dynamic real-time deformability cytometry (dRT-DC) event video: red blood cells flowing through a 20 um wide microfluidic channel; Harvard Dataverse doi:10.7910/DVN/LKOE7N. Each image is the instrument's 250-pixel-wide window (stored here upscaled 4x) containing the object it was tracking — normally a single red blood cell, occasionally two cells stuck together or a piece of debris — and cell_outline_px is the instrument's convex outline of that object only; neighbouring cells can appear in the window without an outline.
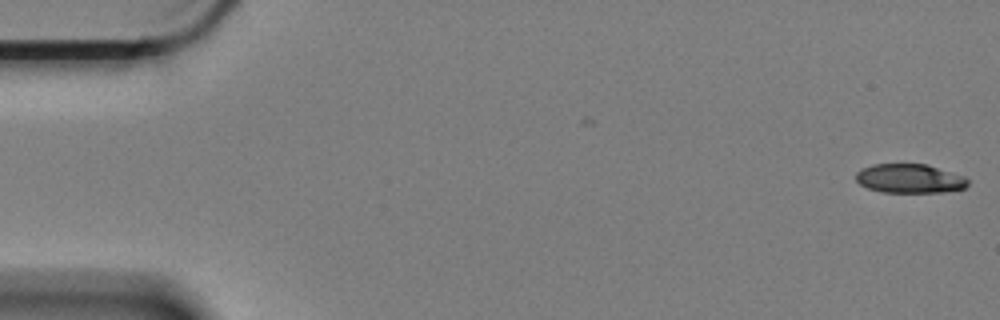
{"species": "Egyptian fruit bat (a non-hibernating species)", "species_latin": "Rousettus aegyptiacus", "temperature_condition": "cold", "stored_images_in_passage": 2, "camera_frame_rate_fps": 3000, "um_per_image_px": 0.085, "animal": {"sex": "female"}, "frame": {"image": 1, "passage_image": 2, "time_ms": 0.333, "image_size_px": [1000, 320], "cell_outline_px": [[968, 184], [964, 188], [944, 192], [880, 192], [868, 188], [860, 184], [856, 180], [856, 172], [860, 168], [872, 164], [924, 164], [964, 176], [968, 180]], "centroid_in_image_um": [77.28, 15.18], "position_along_channel_um": 7.7, "area_um2": 18.9}}